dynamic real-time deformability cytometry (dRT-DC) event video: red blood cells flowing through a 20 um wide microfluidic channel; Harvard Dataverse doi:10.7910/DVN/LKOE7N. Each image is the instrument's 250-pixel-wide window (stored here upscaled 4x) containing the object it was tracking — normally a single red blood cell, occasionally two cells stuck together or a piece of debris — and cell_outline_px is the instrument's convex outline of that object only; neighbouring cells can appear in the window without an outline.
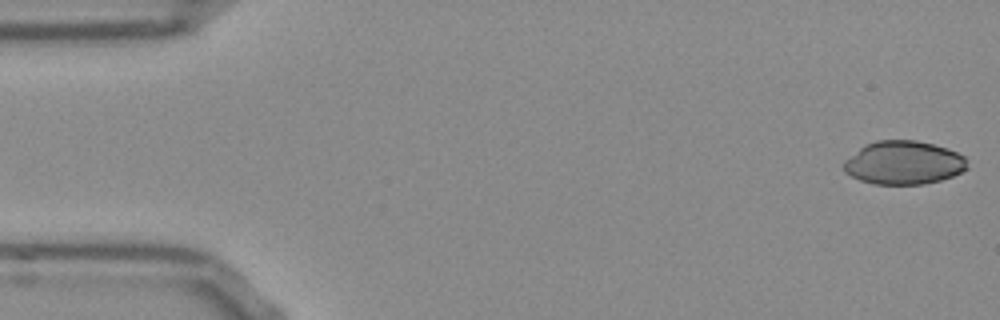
{"species": "Egyptian fruit bat (a non-hibernating species)", "species_latin": "Rousettus aegyptiacus", "temperature_condition": "room temperature", "stored_images_in_passage": 52, "camera_frame_rate_fps": 3000, "um_per_image_px": 0.085, "frame": {"image": 1, "passage_image": 1, "time_ms": 0.0, "image_size_px": [1000, 320], "cell_outline_px": [[968, 168], [952, 176], [940, 180], [924, 184], [876, 184], [860, 180], [844, 172], [844, 160], [864, 144], [876, 140], [916, 140], [932, 144], [956, 152], [964, 156], [968, 160]], "centroid_in_image_um": [76.8, 13.83], "position_along_channel_um": 8.2, "area_um2": 31.27}}
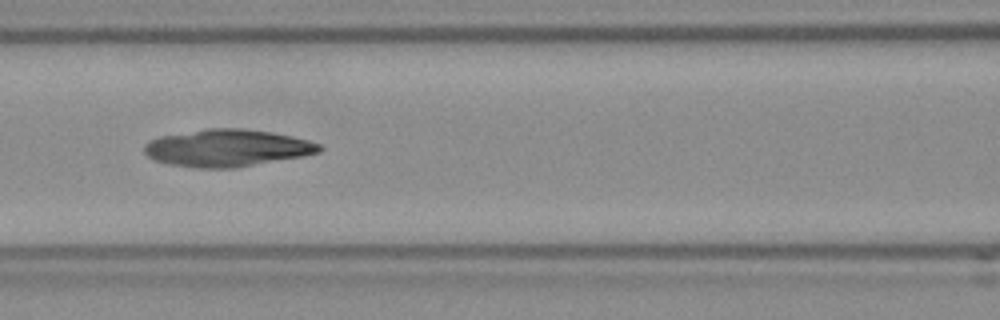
{"frame": {"image": 2, "passage_image": 22, "time_ms": 7.0, "image_size_px": [1000, 320], "cell_outline_px": [[324, 148], [320, 152], [300, 156], [236, 168], [196, 168], [168, 164], [156, 160], [148, 156], [144, 152], [144, 144], [148, 140], [160, 136], [204, 128], [244, 128], [272, 132], [292, 136], [308, 140], [320, 144]], "centroid_in_image_um": [19.28, 12.57], "position_along_channel_um": 147.3, "area_um2": 38.09}}
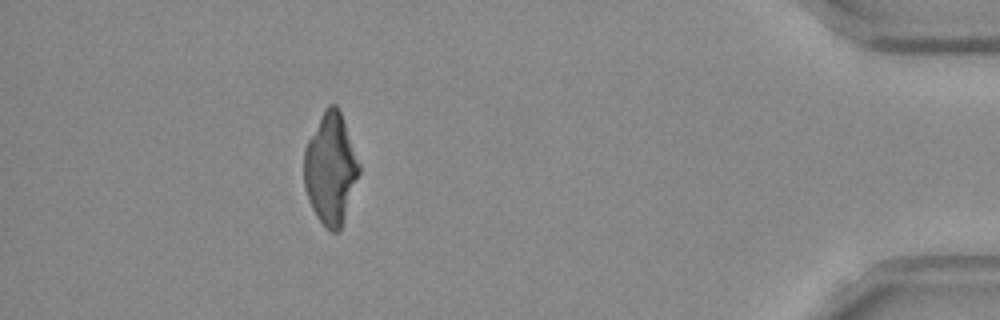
{"frame": {"image": 3, "passage_image": 47, "time_ms": 15.333, "image_size_px": [1000, 320], "cell_outline_px": [[360, 172], [344, 220], [340, 228], [336, 232], [332, 232], [316, 216], [312, 208], [304, 184], [304, 148], [324, 108], [328, 104], [336, 104], [340, 112], [360, 164]], "centroid_in_image_um": [28.1, 14.32], "position_along_channel_um": 407.1, "area_um2": 35.2}}